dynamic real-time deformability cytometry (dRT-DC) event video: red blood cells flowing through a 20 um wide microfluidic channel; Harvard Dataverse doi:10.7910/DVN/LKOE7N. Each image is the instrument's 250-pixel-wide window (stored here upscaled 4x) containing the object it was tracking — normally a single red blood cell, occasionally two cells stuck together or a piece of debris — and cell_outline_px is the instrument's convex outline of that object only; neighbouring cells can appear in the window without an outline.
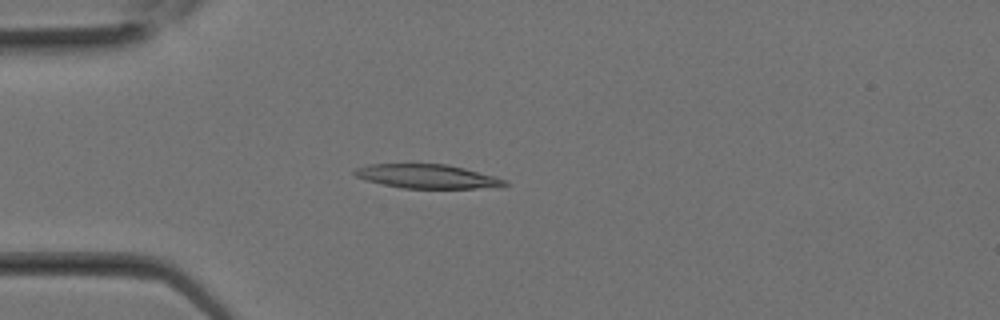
{"species": "Egyptian fruit bat (a non-hibernating species)", "species_latin": "Rousettus aegyptiacus", "temperature_condition": "room temperature", "stored_images_in_passage": 25, "camera_frame_rate_fps": 3000, "um_per_image_px": 0.085, "animal": {"sex": "female"}, "frame": {"image": 1, "passage_image": 5, "time_ms": 1.333, "image_size_px": [1000, 320], "cell_outline_px": [[508, 184], [500, 188], [400, 188], [364, 180], [356, 176], [352, 172], [356, 168], [368, 164], [444, 164], [464, 168], [496, 176], [504, 180]], "centroid_in_image_um": [36.32, 15.0], "position_along_channel_um": 48.7, "area_um2": 21.1}}
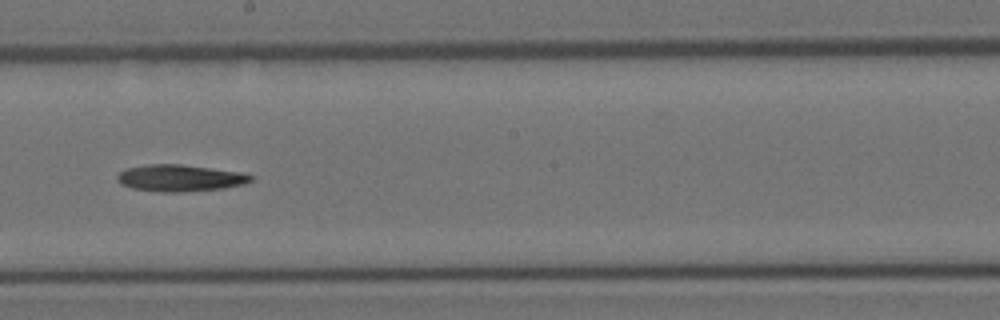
{"frame": {"image": 2, "passage_image": 13, "time_ms": 4.0, "image_size_px": [1000, 320], "cell_outline_px": [[256, 176], [252, 180], [244, 184], [224, 188], [184, 192], [160, 192], [132, 188], [120, 184], [116, 180], [116, 176], [124, 168], [148, 164], [180, 164], [240, 172]], "centroid_in_image_um": [15.27, 15.13], "position_along_channel_um": 232.9, "area_um2": 20.98}}
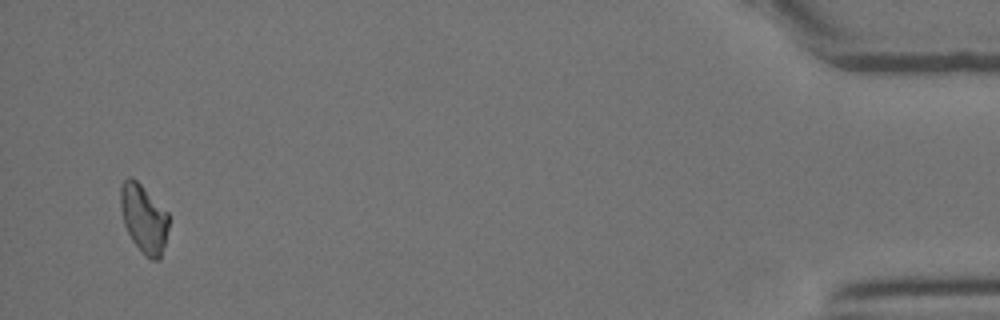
{"frame": {"image": 3, "passage_image": 24, "time_ms": 7.667, "image_size_px": [1000, 320], "cell_outline_px": [[168, 228], [160, 260], [152, 260], [144, 256], [132, 240], [124, 224], [120, 208], [120, 184], [128, 176], [132, 176], [168, 212]], "centroid_in_image_um": [12.2, 18.57], "position_along_channel_um": 423.0, "area_um2": 19.25}}